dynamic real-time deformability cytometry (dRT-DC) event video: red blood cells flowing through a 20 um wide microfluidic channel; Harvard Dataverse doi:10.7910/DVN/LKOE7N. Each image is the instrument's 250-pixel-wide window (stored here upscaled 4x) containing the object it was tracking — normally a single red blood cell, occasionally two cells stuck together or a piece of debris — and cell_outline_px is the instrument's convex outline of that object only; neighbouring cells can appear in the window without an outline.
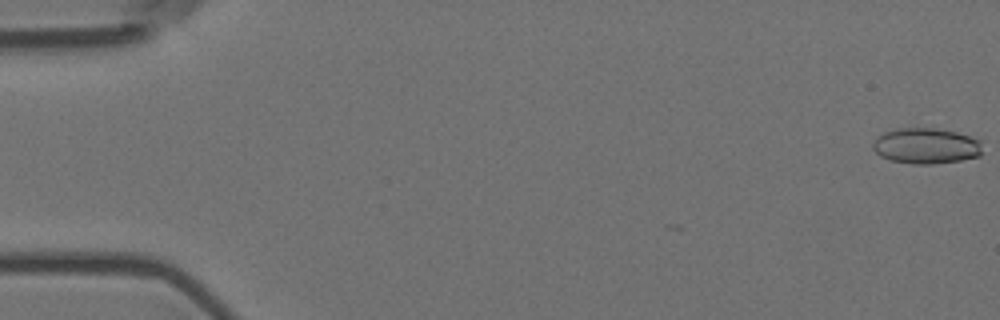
{"species": "Egyptian fruit bat (a non-hibernating species)", "species_latin": "Rousettus aegyptiacus", "temperature_condition": "room temperature", "stored_images_in_passage": 4, "camera_frame_rate_fps": 3000, "um_per_image_px": 0.085, "animal": {"sex": "female"}, "frame": {"image": 1, "passage_image": 1, "time_ms": 0.0, "image_size_px": [1000, 320], "cell_outline_px": [[980, 156], [960, 160], [932, 164], [916, 164], [892, 160], [880, 156], [872, 148], [872, 144], [876, 136], [884, 132], [896, 128], [936, 128], [956, 132], [980, 140]], "centroid_in_image_um": [78.67, 12.39], "position_along_channel_um": 6.3, "area_um2": 22.72}}